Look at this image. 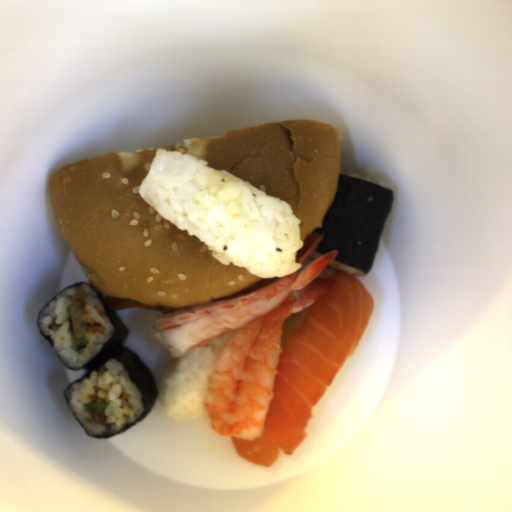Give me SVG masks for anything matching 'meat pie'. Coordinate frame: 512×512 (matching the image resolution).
I'll list each match as a JSON object with an SVG mask.
<instances>
[{
    "instance_id": "1",
    "label": "meat pie",
    "mask_w": 512,
    "mask_h": 512,
    "mask_svg": "<svg viewBox=\"0 0 512 512\" xmlns=\"http://www.w3.org/2000/svg\"><path fill=\"white\" fill-rule=\"evenodd\" d=\"M104 298L115 312L119 309L126 308H141L145 310L161 311L164 315L178 311L166 305H145L130 298H117L111 295Z\"/></svg>"
}]
</instances>
